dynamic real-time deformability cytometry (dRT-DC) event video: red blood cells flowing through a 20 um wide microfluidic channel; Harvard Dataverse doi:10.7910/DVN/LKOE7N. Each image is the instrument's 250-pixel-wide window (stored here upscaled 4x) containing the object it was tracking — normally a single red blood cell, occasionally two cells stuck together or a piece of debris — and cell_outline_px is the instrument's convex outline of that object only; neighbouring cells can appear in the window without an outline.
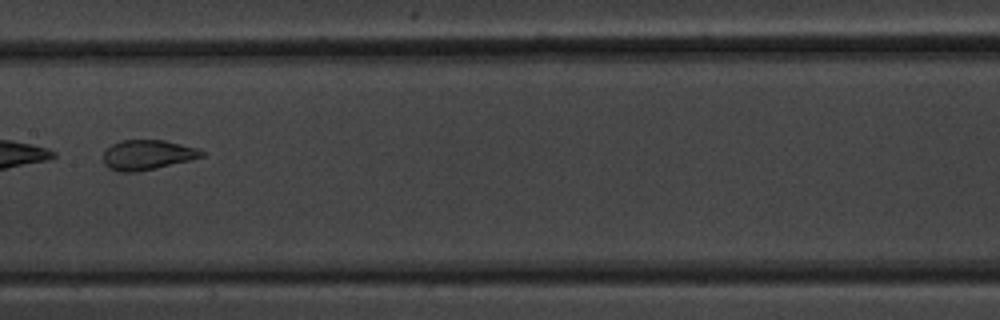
{"species": "common noctule bat (a hibernating species)", "species_latin": "Nyctalus noctula", "temperature_condition": "warm", "stored_images_in_passage": 11, "camera_frame_rate_fps": 3000, "um_per_image_px": 0.085, "animal": {"sex": "male", "body_mass_g": 20.1, "forearm_length_mm": 53.5}, "frame": {"image": 1, "passage_image": 8, "time_ms": 8.667, "image_size_px": [1000, 320], "cell_outline_px": [[204, 156], [192, 160], [156, 168], [136, 172], [116, 172], [108, 168], [104, 164], [104, 152], [112, 144], [120, 140], [164, 140], [200, 148], [204, 152]], "centroid_in_image_um": [12.55, 13.17], "position_along_channel_um": 194.8, "area_um2": 17.34}}
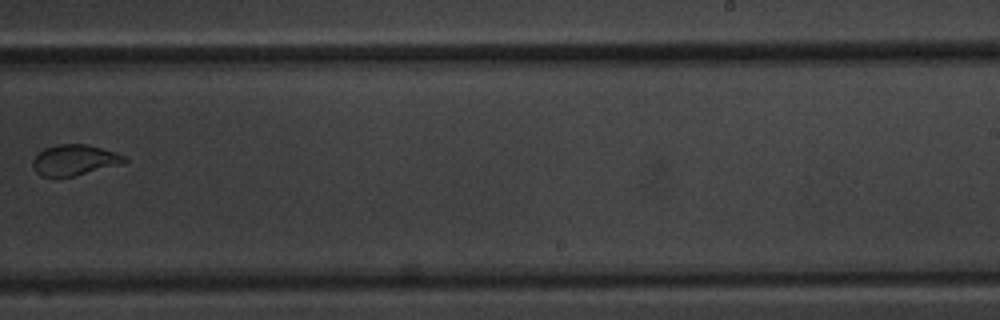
{"frame": {"image": 2, "passage_image": 10, "time_ms": 11.0, "image_size_px": [1000, 320], "cell_outline_px": [[128, 160], [124, 164], [76, 176], [40, 176], [32, 168], [32, 160], [44, 148], [56, 144], [84, 144], [116, 152], [124, 156]], "centroid_in_image_um": [6.34, 13.61], "position_along_channel_um": 282.7, "area_um2": 16.53}}
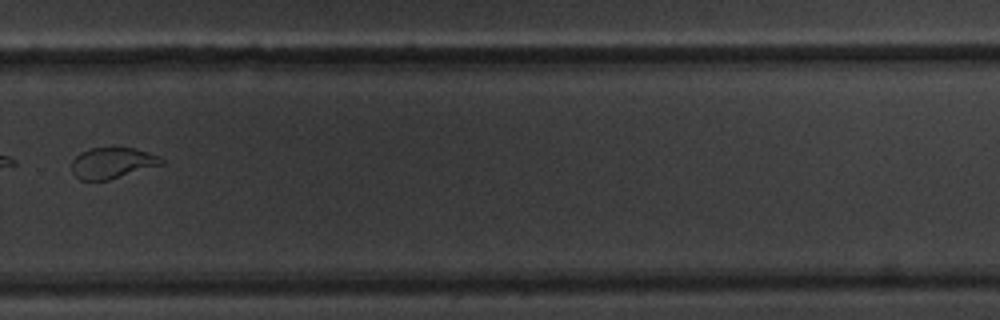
{"frame": {"image": 3, "passage_image": 11, "time_ms": 12.0, "image_size_px": [1000, 320], "cell_outline_px": [[164, 164], [108, 180], [80, 180], [72, 172], [72, 160], [80, 152], [92, 148], [132, 148], [148, 152], [160, 156], [164, 160]], "centroid_in_image_um": [9.55, 13.85], "position_along_channel_um": 320.2, "area_um2": 16.13}}